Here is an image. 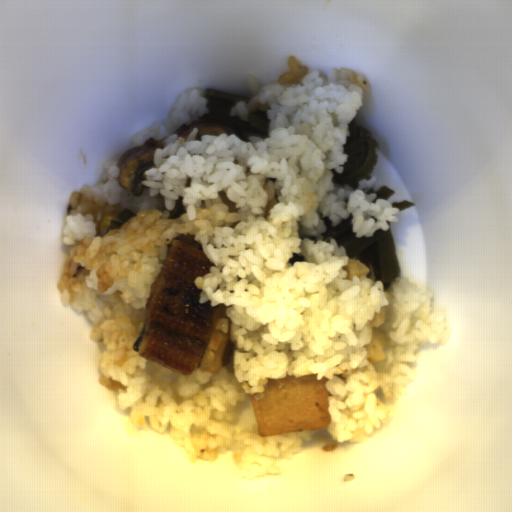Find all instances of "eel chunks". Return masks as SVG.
<instances>
[{
  "instance_id": "57646c5b",
  "label": "eel chunks",
  "mask_w": 512,
  "mask_h": 512,
  "mask_svg": "<svg viewBox=\"0 0 512 512\" xmlns=\"http://www.w3.org/2000/svg\"><path fill=\"white\" fill-rule=\"evenodd\" d=\"M163 140L164 138L154 140L152 136L148 137L143 144L127 149L120 155L116 164L120 169L116 180L119 188H125L137 198L142 195L146 188L141 183L146 178L142 177L143 173L156 167L153 164L155 150L164 149Z\"/></svg>"
},
{
  "instance_id": "4dd315ae",
  "label": "eel chunks",
  "mask_w": 512,
  "mask_h": 512,
  "mask_svg": "<svg viewBox=\"0 0 512 512\" xmlns=\"http://www.w3.org/2000/svg\"><path fill=\"white\" fill-rule=\"evenodd\" d=\"M217 266L203 249L174 238L145 302V322L133 350L141 357L189 376L200 369L218 307L200 303L195 279Z\"/></svg>"
},
{
  "instance_id": "5b157139",
  "label": "eel chunks",
  "mask_w": 512,
  "mask_h": 512,
  "mask_svg": "<svg viewBox=\"0 0 512 512\" xmlns=\"http://www.w3.org/2000/svg\"><path fill=\"white\" fill-rule=\"evenodd\" d=\"M194 128H197L198 131L194 140H201V136L203 135H214L219 136L221 133H227V136L232 135L231 132L226 130L218 121H206V120H195L193 123L188 126L184 124L174 133L177 134V137H183L185 141L191 134Z\"/></svg>"
}]
</instances>
